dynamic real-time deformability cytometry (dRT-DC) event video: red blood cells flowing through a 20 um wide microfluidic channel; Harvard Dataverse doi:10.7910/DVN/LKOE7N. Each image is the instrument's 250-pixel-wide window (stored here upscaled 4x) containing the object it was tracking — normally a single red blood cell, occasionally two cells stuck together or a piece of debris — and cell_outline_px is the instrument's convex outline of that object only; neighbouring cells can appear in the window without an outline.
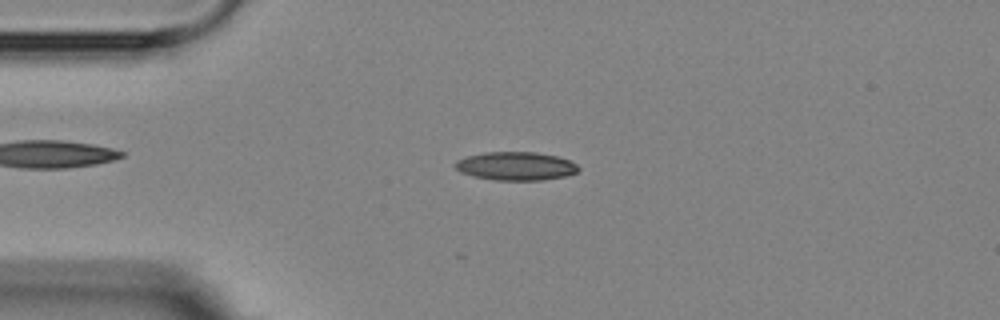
{"species": "Egyptian fruit bat (a non-hibernating species)", "species_latin": "Rousettus aegyptiacus", "temperature_condition": "room temperature", "stored_images_in_passage": 6, "camera_frame_rate_fps": 3000, "um_per_image_px": 0.085, "animal": {"sex": "female"}, "frame": {"image": 1, "passage_image": 3, "time_ms": 2.0, "image_size_px": [1000, 320], "cell_outline_px": [[580, 168], [576, 172], [564, 176], [540, 180], [496, 180], [472, 176], [460, 172], [452, 164], [456, 160], [468, 156], [484, 152], [536, 152], [556, 156], [568, 160], [576, 164]], "centroid_in_image_um": [43.8, 14.11], "position_along_channel_um": 41.2, "area_um2": 20.35}}
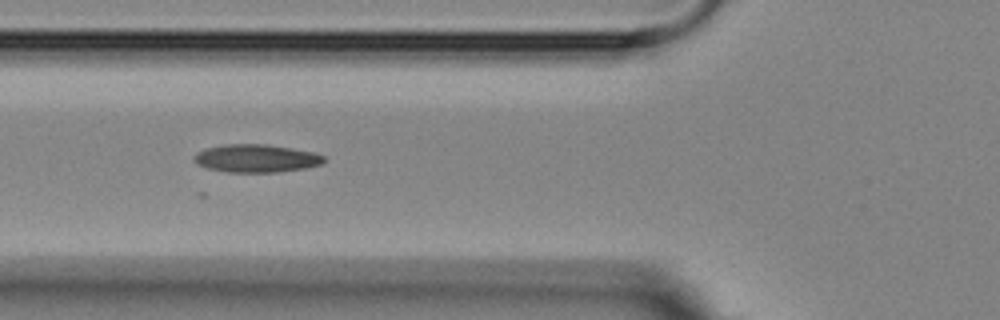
{"frame": {"image": 2, "passage_image": 5, "time_ms": 4.333, "image_size_px": [1000, 320], "cell_outline_px": [[324, 164], [308, 168], [276, 172], [228, 172], [208, 168], [196, 164], [192, 156], [196, 152], [204, 148], [224, 144], [264, 144], [312, 152], [324, 156]], "centroid_in_image_um": [21.74, 13.46], "position_along_channel_um": 104.1, "area_um2": 21.21}}
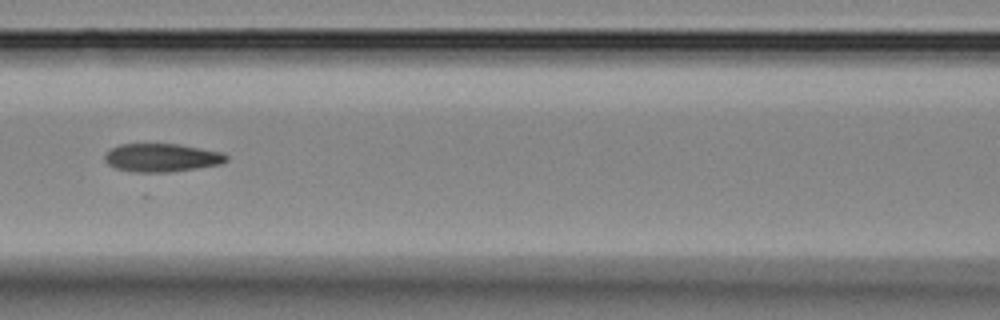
{"frame": {"image": 3, "passage_image": 6, "time_ms": 5.667, "image_size_px": [1000, 320], "cell_outline_px": [[228, 160], [220, 164], [196, 168], [168, 172], [132, 172], [116, 168], [108, 164], [104, 160], [104, 156], [112, 148], [120, 144], [180, 144], [224, 152], [228, 156]], "centroid_in_image_um": [13.77, 13.4], "position_along_channel_um": 152.8, "area_um2": 20.06}}